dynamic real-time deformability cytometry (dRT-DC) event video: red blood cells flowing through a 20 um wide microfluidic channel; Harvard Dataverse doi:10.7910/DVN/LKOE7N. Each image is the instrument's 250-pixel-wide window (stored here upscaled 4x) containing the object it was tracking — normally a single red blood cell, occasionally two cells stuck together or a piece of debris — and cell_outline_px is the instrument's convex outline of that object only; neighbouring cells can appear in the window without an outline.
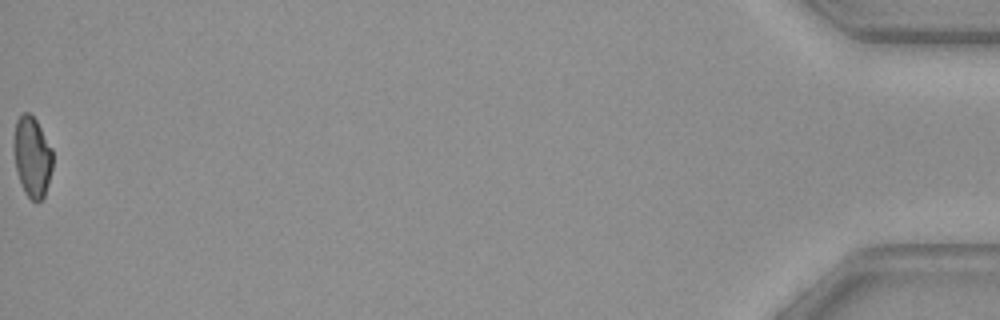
{"species": "common noctule bat (a hibernating species)", "species_latin": "Nyctalus noctula", "temperature_condition": "warm", "stored_images_in_passage": 40, "camera_frame_rate_fps": 3000, "um_per_image_px": 0.085, "animal": {"sex": "female", "body_mass_g": 29.2, "forearm_length_mm": 56.3}, "frame": {"image": 1, "passage_image": 40, "time_ms": 13.0, "image_size_px": [1000, 320], "cell_outline_px": [[52, 168], [48, 184], [44, 196], [36, 204], [24, 192], [20, 184], [16, 168], [12, 148], [12, 144], [16, 120], [24, 112], [28, 112], [36, 120], [52, 148]], "centroid_in_image_um": [2.71, 13.33], "position_along_channel_um": 432.5, "area_um2": 18.44}}